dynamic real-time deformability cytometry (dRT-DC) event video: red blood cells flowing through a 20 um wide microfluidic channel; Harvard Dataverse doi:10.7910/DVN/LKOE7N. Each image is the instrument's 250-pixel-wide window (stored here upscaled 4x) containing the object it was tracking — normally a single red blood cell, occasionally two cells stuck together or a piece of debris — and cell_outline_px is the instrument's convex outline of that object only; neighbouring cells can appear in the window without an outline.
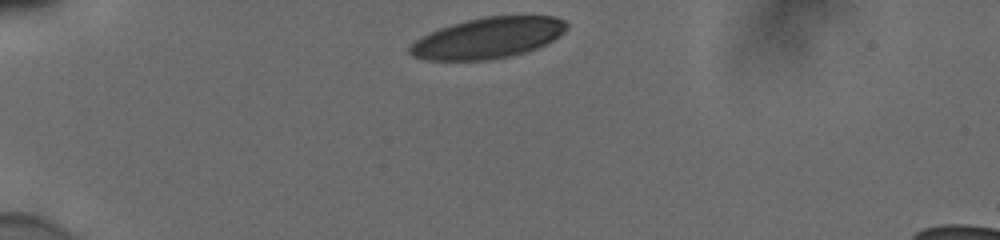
{"species": "human", "species_latin": "Homo sapiens", "temperature_condition": "cold", "stored_images_in_passage": 33, "camera_frame_rate_fps": 3000, "um_per_image_px": 0.085, "donor": {"sex": "male"}, "frame": {"image": 1, "passage_image": 1, "time_ms": 0.0, "image_size_px": [1000, 240], "cell_outline_px": [[568, 28], [560, 36], [536, 48], [524, 52], [508, 56], [488, 60], [428, 60], [412, 56], [408, 52], [408, 48], [420, 36], [440, 28], [452, 24], [484, 16], [556, 16], [564, 20], [568, 24]], "centroid_in_image_um": [41.47, 3.22], "position_along_channel_um": 43.5, "area_um2": 37.22}}
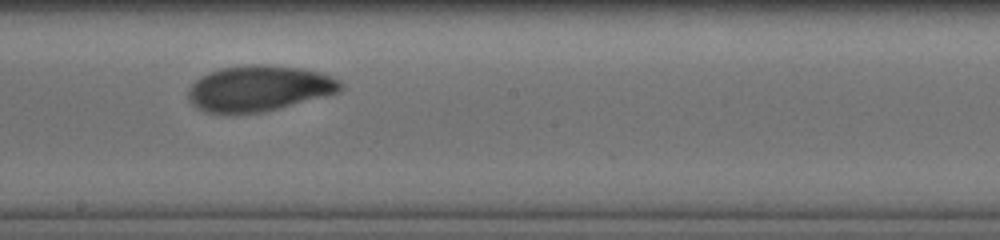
{"frame": {"image": 2, "passage_image": 19, "time_ms": 6.0, "image_size_px": [1000, 240], "cell_outline_px": [[344, 88], [340, 92], [264, 112], [204, 112], [196, 108], [188, 100], [188, 88], [200, 76], [208, 72], [220, 68], [248, 64], [268, 64], [300, 68], [320, 72], [332, 76], [340, 80], [344, 84]], "centroid_in_image_um": [22.03, 7.49], "position_along_channel_um": 226.2, "area_um2": 40.81}}
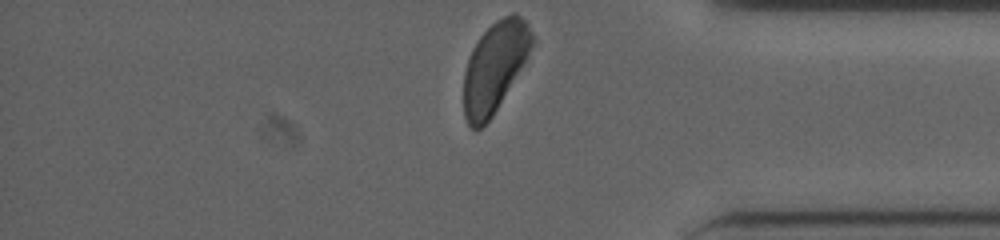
{"frame": {"image": 3, "passage_image": 33, "time_ms": 10.667, "image_size_px": [1000, 240], "cell_outline_px": [[532, 44], [528, 56], [492, 116], [480, 128], [472, 128], [468, 124], [464, 116], [464, 72], [472, 48], [480, 36], [496, 20], [512, 12], [516, 12], [528, 24], [532, 32]], "centroid_in_image_um": [42.04, 5.67], "position_along_channel_um": 393.2, "area_um2": 35.2}, "authors_computed_cell_mechanics": {"area_um2": 40.46, "velocity_mm_per_s": 3.8335, "shape_relaxation_time_tau1_ms": 3.3866, "shape_relaxation_time_tau2_ms": 1.6951, "deformation_change_tau1": 0.1414, "deformation_change_tau2": 0.0591}}